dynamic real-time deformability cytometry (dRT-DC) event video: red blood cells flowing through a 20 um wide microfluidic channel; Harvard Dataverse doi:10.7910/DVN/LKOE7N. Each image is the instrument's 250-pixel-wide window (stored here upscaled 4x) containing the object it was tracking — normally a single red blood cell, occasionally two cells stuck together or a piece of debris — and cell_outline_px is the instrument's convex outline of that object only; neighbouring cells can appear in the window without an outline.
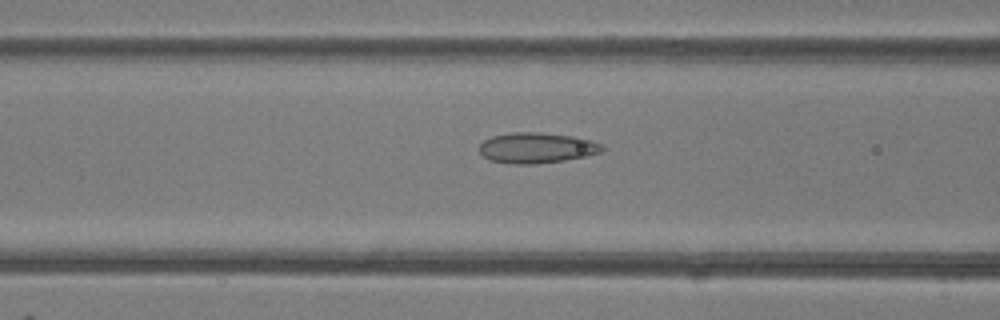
{"species": "common noctule bat (a hibernating species)", "species_latin": "Nyctalus noctula", "temperature_condition": "room temperature", "stored_images_in_passage": 43, "camera_frame_rate_fps": 3000, "um_per_image_px": 0.085, "animal": {"sex": "female"}, "frame": {"image": 1, "passage_image": 14, "time_ms": 4.333, "image_size_px": [1000, 320], "cell_outline_px": [[604, 148], [600, 152], [584, 156], [564, 160], [536, 164], [512, 164], [488, 160], [480, 152], [480, 144], [484, 140], [492, 136], [512, 132], [536, 132], [572, 136], [604, 144]], "centroid_in_image_um": [45.58, 12.57], "position_along_channel_um": 121.0, "area_um2": 21.73}}
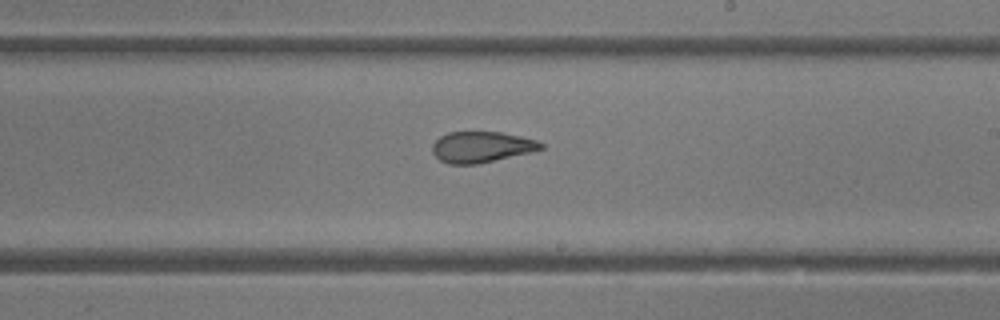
{"frame": {"image": 2, "passage_image": 23, "time_ms": 7.333, "image_size_px": [1000, 320], "cell_outline_px": [[544, 148], [528, 152], [476, 164], [448, 164], [440, 160], [432, 152], [432, 144], [440, 136], [448, 132], [500, 132], [520, 136], [536, 140], [544, 144]], "centroid_in_image_um": [40.88, 12.48], "position_along_channel_um": 248.1, "area_um2": 19.31}}
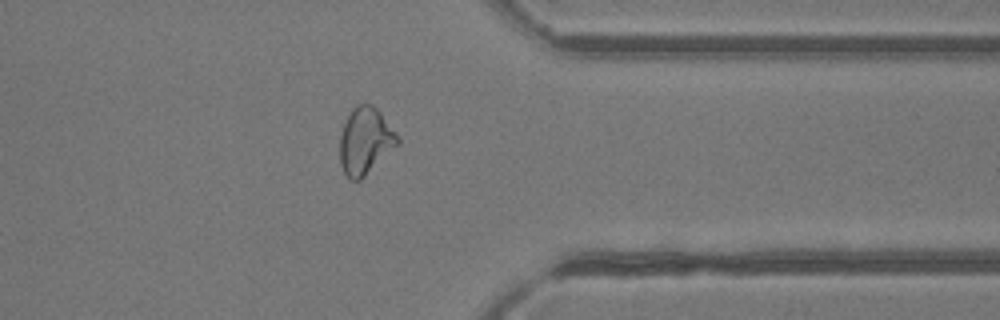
{"frame": {"image": 3, "passage_image": 33, "time_ms": 10.667, "image_size_px": [1000, 320], "cell_outline_px": [[400, 144], [360, 180], [352, 180], [344, 172], [340, 164], [340, 136], [344, 124], [352, 108], [356, 104], [372, 104], [380, 112], [400, 136]], "centroid_in_image_um": [31.08, 11.97], "position_along_channel_um": 380.3, "area_um2": 22.54}, "authors_computed_cell_mechanics": {"area_um2": 22.5998, "velocity_mm_per_s": 4.2325, "shape_relaxation_time_tau1_ms": null, "shape_relaxation_time_tau2_ms": 1.5399, "deformation_change_tau1": null, "deformation_change_tau2": 0.0859}}